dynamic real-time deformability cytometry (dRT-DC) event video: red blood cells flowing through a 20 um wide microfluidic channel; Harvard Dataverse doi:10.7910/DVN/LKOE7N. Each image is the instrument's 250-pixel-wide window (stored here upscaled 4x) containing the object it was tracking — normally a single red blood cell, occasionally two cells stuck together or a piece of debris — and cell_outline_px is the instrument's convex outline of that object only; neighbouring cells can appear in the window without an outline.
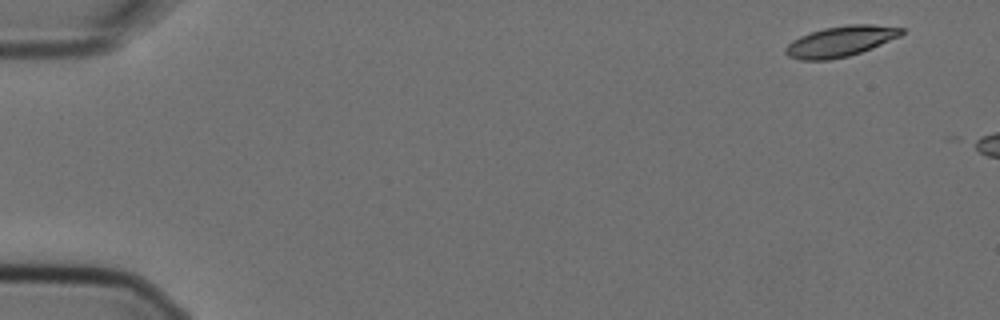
{"species": "Egyptian fruit bat (a non-hibernating species)", "species_latin": "Rousettus aegyptiacus", "temperature_condition": "cold", "stored_images_in_passage": 3, "camera_frame_rate_fps": 3000, "um_per_image_px": 0.085, "animal": {"sex": "female"}, "frame": {"image": 1, "passage_image": 1, "time_ms": 0.0, "image_size_px": [1000, 320], "cell_outline_px": [[904, 32], [900, 36], [872, 48], [848, 56], [828, 60], [800, 60], [788, 56], [784, 52], [784, 48], [792, 40], [800, 36], [824, 28], [848, 24], [872, 24], [904, 28]], "centroid_in_image_um": [71.43, 3.51], "position_along_channel_um": 13.6, "area_um2": 20.63}}